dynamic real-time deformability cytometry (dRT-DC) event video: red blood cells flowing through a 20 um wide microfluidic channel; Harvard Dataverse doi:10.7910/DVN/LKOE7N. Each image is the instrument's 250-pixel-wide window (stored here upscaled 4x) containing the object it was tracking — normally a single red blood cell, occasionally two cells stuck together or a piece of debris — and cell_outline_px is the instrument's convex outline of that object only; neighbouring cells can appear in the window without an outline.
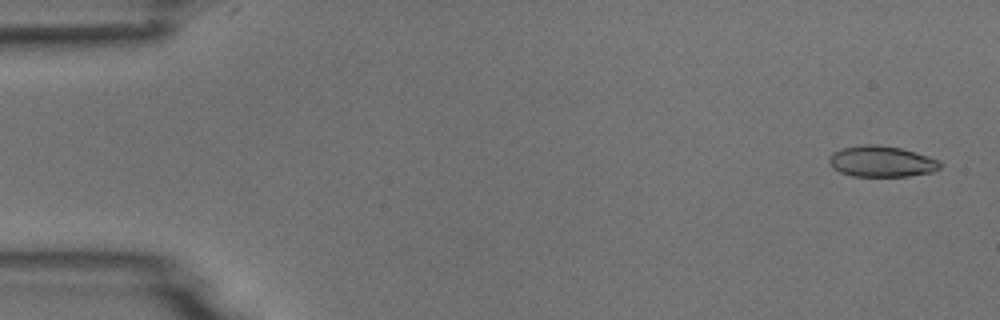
{"species": "common noctule bat (a hibernating species)", "species_latin": "Nyctalus noctula", "temperature_condition": "room temperature", "stored_images_in_passage": 4, "camera_frame_rate_fps": 3000, "um_per_image_px": 0.085, "animal": {"sex": "male", "body_mass_g": 18.8}, "frame": {"image": 1, "passage_image": 1, "time_ms": 0.0, "image_size_px": [1000, 320], "cell_outline_px": [[940, 168], [932, 172], [908, 176], [852, 176], [840, 172], [828, 160], [828, 156], [832, 152], [840, 148], [864, 144], [880, 144], [900, 148], [928, 156], [940, 160]], "centroid_in_image_um": [74.92, 13.71], "position_along_channel_um": 10.1, "area_um2": 20.06}}